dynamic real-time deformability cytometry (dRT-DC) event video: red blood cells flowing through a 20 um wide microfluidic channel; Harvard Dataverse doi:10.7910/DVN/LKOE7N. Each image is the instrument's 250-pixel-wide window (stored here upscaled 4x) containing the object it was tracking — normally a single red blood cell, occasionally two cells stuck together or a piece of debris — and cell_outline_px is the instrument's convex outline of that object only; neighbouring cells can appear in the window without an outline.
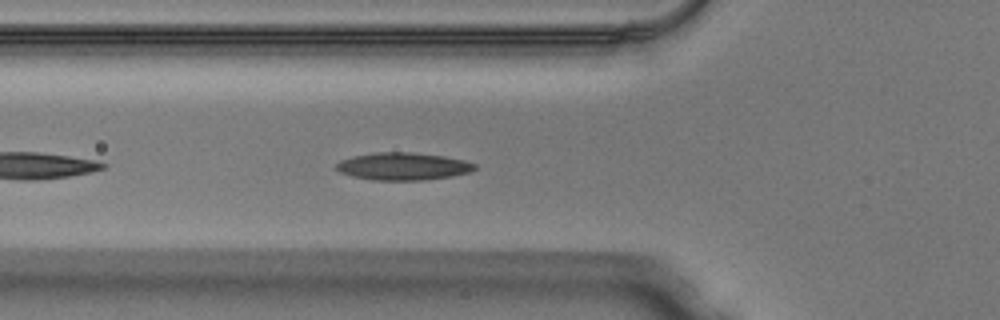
{"species": "Egyptian fruit bat (a non-hibernating species)", "species_latin": "Rousettus aegyptiacus", "temperature_condition": "warm", "stored_images_in_passage": 25, "camera_frame_rate_fps": 3000, "um_per_image_px": 0.085, "animal": {"sex": "male"}, "frame": {"image": 1, "passage_image": 5, "time_ms": 1.333, "image_size_px": [1000, 320], "cell_outline_px": [[476, 168], [472, 172], [452, 176], [424, 180], [372, 180], [352, 176], [340, 172], [336, 168], [336, 164], [340, 160], [352, 156], [372, 152], [412, 152], [444, 156], [464, 160], [476, 164]], "centroid_in_image_um": [34.26, 14.13], "position_along_channel_um": 91.5, "area_um2": 22.37}}
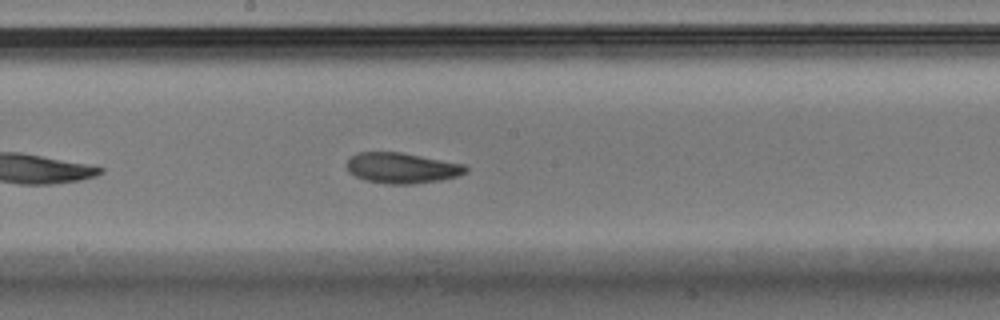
{"frame": {"image": 2, "passage_image": 14, "time_ms": 4.333, "image_size_px": [1000, 320], "cell_outline_px": [[468, 172], [456, 176], [440, 180], [412, 184], [384, 184], [364, 180], [348, 172], [348, 160], [352, 156], [360, 152], [400, 152], [464, 164], [468, 168]], "centroid_in_image_um": [34.16, 14.29], "position_along_channel_um": 214.0, "area_um2": 21.1}}
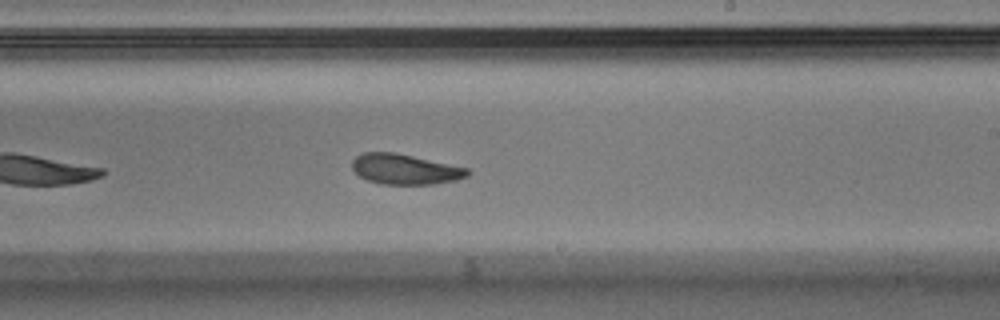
{"frame": {"image": 3, "passage_image": 17, "time_ms": 5.333, "image_size_px": [1000, 320], "cell_outline_px": [[468, 176], [456, 180], [432, 184], [384, 184], [368, 180], [360, 176], [352, 168], [352, 160], [356, 156], [364, 152], [392, 152], [412, 156], [468, 168]], "centroid_in_image_um": [34.4, 14.38], "position_along_channel_um": 254.6, "area_um2": 20.06}}